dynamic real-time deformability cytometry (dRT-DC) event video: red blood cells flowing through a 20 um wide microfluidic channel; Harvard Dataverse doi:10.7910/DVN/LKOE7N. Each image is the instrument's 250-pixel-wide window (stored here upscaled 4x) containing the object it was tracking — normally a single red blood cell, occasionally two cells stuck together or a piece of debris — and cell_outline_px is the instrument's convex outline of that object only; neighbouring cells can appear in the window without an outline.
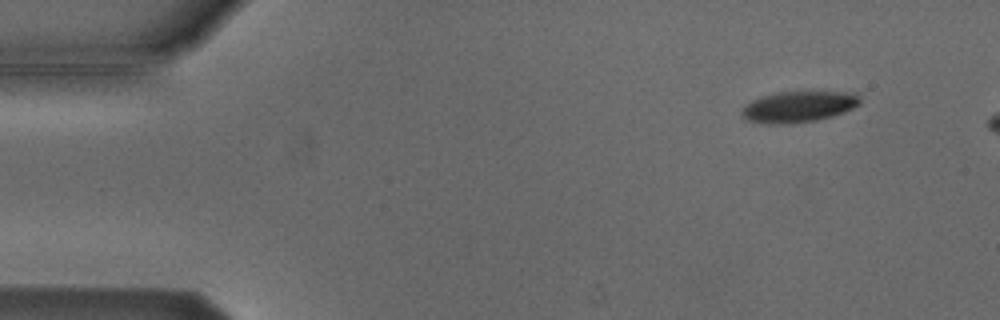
{"species": "Egyptian fruit bat (a non-hibernating species)", "species_latin": "Rousettus aegyptiacus", "temperature_condition": "cold", "stored_images_in_passage": 4, "camera_frame_rate_fps": 3000, "um_per_image_px": 0.085, "animal": {"sex": "male"}, "frame": {"image": 1, "passage_image": 2, "time_ms": 1.333, "image_size_px": [1000, 320], "cell_outline_px": [[860, 104], [844, 112], [832, 116], [816, 120], [792, 124], [768, 124], [744, 120], [740, 112], [744, 104], [760, 96], [776, 92], [856, 92], [860, 96]], "centroid_in_image_um": [67.83, 9.07], "position_along_channel_um": 17.2, "area_um2": 21.73}}